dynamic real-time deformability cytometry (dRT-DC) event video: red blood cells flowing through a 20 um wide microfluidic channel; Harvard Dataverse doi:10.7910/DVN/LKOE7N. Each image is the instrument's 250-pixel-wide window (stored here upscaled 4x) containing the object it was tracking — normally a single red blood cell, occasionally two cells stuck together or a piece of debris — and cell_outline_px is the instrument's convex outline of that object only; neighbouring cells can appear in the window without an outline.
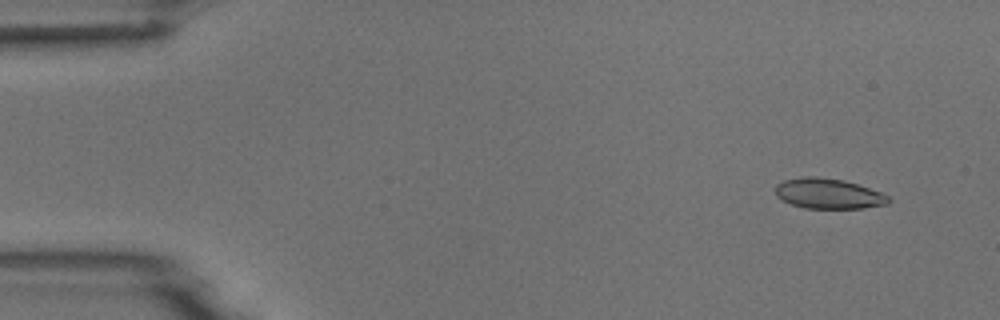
{"species": "common noctule bat (a hibernating species)", "species_latin": "Nyctalus noctula", "temperature_condition": "room temperature", "stored_images_in_passage": 6, "camera_frame_rate_fps": 3000, "um_per_image_px": 0.085, "animal": {"sex": "male", "body_mass_g": 18.8}, "frame": {"image": 1, "passage_image": 2, "time_ms": 1.0, "image_size_px": [1000, 320], "cell_outline_px": [[892, 200], [888, 204], [864, 208], [804, 208], [780, 200], [776, 196], [776, 184], [784, 180], [804, 176], [816, 176], [844, 180], [880, 192], [888, 196]], "centroid_in_image_um": [70.4, 16.46], "position_along_channel_um": 14.6, "area_um2": 20.0}}
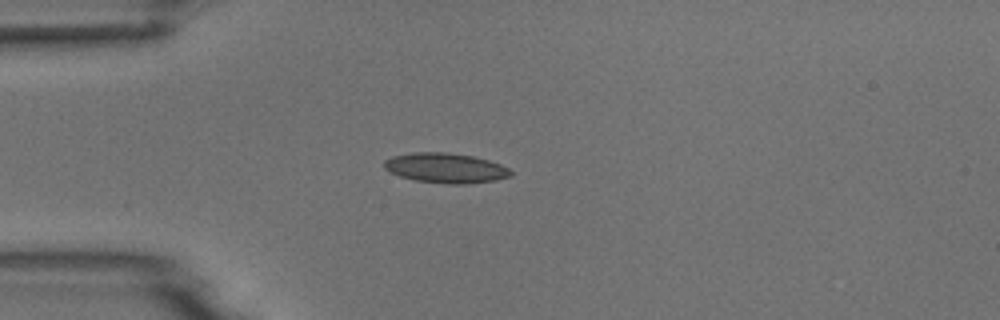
{"frame": {"image": 2, "passage_image": 5, "time_ms": 4.333, "image_size_px": [1000, 320], "cell_outline_px": [[512, 176], [496, 180], [468, 184], [448, 184], [416, 180], [400, 176], [384, 168], [384, 160], [392, 156], [412, 152], [444, 152], [472, 156], [488, 160], [500, 164], [508, 168], [512, 172]], "centroid_in_image_um": [37.89, 14.28], "position_along_channel_um": 47.1, "area_um2": 22.02}}